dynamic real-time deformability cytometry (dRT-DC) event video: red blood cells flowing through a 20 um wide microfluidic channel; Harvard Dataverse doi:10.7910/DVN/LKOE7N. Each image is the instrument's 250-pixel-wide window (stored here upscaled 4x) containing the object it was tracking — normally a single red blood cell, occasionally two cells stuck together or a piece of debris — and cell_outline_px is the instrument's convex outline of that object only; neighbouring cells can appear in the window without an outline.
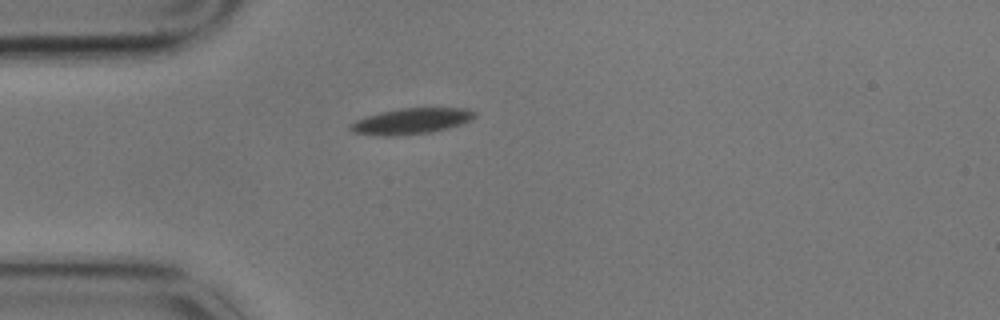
{"species": "common noctule bat (a hibernating species)", "species_latin": "Nyctalus noctula", "temperature_condition": "cold", "stored_images_in_passage": 1, "camera_frame_rate_fps": 3000, "um_per_image_px": 0.085, "animal": {"sex": "male", "body_mass_g": 17.9}, "frame": {"image": 1, "passage_image": 1, "time_ms": 0.0, "image_size_px": [1000, 320], "cell_outline_px": [[476, 116], [460, 124], [448, 128], [428, 132], [392, 136], [384, 136], [352, 132], [348, 128], [348, 124], [356, 120], [380, 112], [404, 108], [468, 108], [476, 112]], "centroid_in_image_um": [34.93, 10.29], "position_along_channel_um": 50.1, "area_um2": 18.5}}